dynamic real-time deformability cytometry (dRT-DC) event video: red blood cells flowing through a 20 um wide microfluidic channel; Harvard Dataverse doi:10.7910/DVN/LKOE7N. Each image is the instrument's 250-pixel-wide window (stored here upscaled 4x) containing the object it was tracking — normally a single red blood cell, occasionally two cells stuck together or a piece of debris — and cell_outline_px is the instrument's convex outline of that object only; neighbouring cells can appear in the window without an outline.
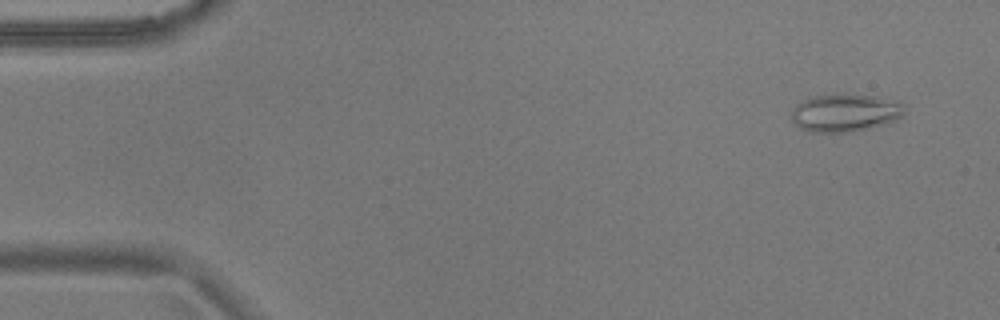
{"species": "common noctule bat (a hibernating species)", "species_latin": "Nyctalus noctula", "temperature_condition": "warm", "stored_images_in_passage": 52, "camera_frame_rate_fps": 3000, "um_per_image_px": 0.085, "animal": {"sex": "male", "body_mass_g": 17.9}, "frame": {"image": 1, "passage_image": 1, "time_ms": 0.0, "image_size_px": [1000, 320], "cell_outline_px": [[904, 116], [896, 120], [868, 128], [852, 132], [808, 132], [800, 128], [792, 120], [792, 108], [796, 104], [804, 100], [816, 96], [876, 96], [900, 100], [904, 104]], "centroid_in_image_um": [71.87, 9.61], "position_along_channel_um": 13.1, "area_um2": 24.57}}
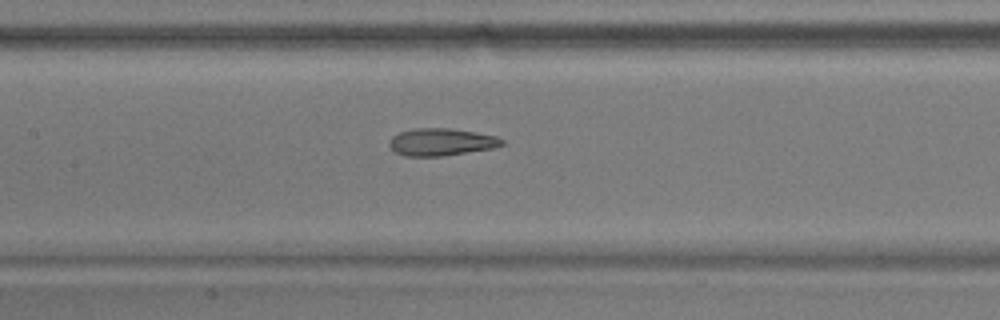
{"frame": {"image": 2, "passage_image": 23, "time_ms": 7.333, "image_size_px": [1000, 320], "cell_outline_px": [[504, 144], [492, 148], [444, 156], [404, 156], [396, 152], [388, 144], [392, 136], [400, 132], [416, 128], [448, 128], [496, 136], [504, 140]], "centroid_in_image_um": [37.49, 12.07], "position_along_channel_um": 169.9, "area_um2": 17.74}}
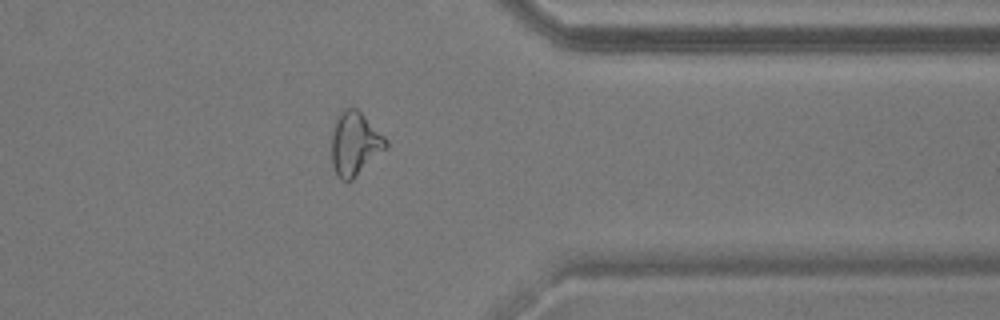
{"frame": {"image": 3, "passage_image": 41, "time_ms": 13.333, "image_size_px": [1000, 320], "cell_outline_px": [[388, 148], [352, 180], [340, 180], [336, 176], [332, 164], [332, 124], [340, 108], [356, 108], [388, 140]], "centroid_in_image_um": [30.14, 12.21], "position_along_channel_um": 381.3, "area_um2": 20.46}, "authors_computed_cell_mechanics": {"area_um2": 20.2011, "velocity_mm_per_s": 3.6818, "shape_relaxation_time_tau1_ms": 4.5553, "shape_relaxation_time_tau2_ms": 2.4081, "deformation_change_tau1": 0.1521, "deformation_change_tau2": 0.1076}}